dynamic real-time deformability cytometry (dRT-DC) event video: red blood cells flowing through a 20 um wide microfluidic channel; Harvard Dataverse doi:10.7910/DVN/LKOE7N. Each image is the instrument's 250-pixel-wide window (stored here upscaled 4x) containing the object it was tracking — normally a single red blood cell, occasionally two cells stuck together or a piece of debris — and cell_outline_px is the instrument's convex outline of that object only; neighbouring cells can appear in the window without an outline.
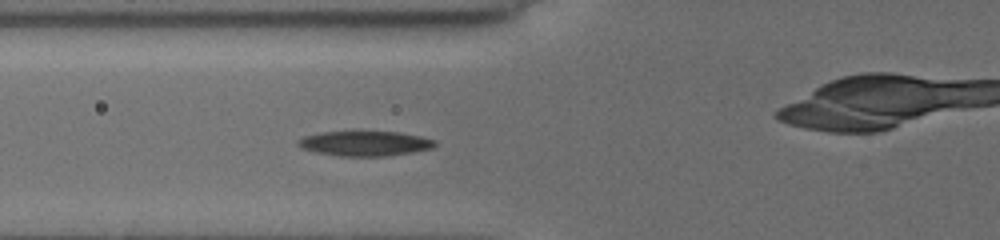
{"species": "common noctule bat (a hibernating species)", "species_latin": "Nyctalus noctula", "temperature_condition": "cold", "stored_images_in_passage": 5, "camera_frame_rate_fps": 3000, "um_per_image_px": 0.085, "animal": {"sex": "female", "body_mass_g": 19.5, "forearm_length_mm": 54.1}, "frame": {"image": 1, "passage_image": 4, "time_ms": 2.667, "image_size_px": [1000, 240], "cell_outline_px": [[436, 144], [432, 148], [412, 152], [388, 156], [340, 156], [316, 152], [300, 148], [296, 144], [296, 140], [300, 136], [320, 132], [400, 132], [420, 136], [436, 140]], "centroid_in_image_um": [30.96, 12.19], "position_along_channel_um": 94.8, "area_um2": 20.0}}